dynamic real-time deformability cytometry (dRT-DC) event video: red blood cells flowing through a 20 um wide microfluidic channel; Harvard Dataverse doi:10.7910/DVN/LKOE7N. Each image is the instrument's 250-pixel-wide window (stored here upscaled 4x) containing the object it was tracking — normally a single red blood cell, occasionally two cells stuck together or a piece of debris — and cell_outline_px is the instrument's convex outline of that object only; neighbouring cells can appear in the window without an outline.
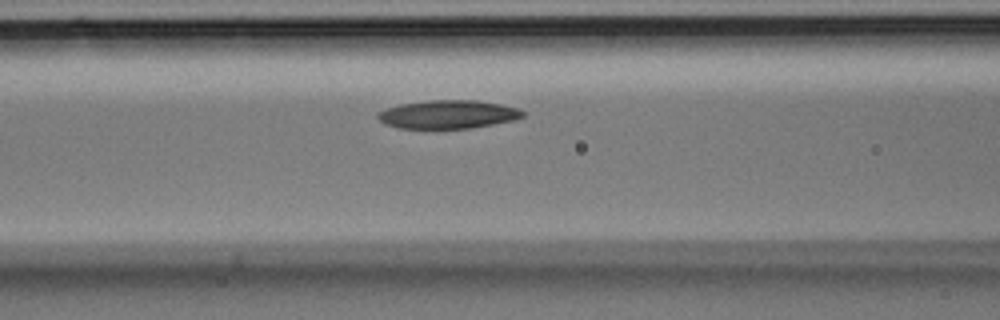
{"species": "Egyptian fruit bat (a non-hibernating species)", "species_latin": "Rousettus aegyptiacus", "temperature_condition": "room temperature", "stored_images_in_passage": 4, "segment_of_instrument_passage": [1, 2], "camera_frame_rate_fps": 3000, "um_per_image_px": 0.085, "animal": {"sex": "male"}, "frame": {"image": 1, "passage_image": 3, "time_ms": 0.667, "image_size_px": [1000, 320], "cell_outline_px": [[524, 116], [512, 120], [472, 128], [400, 128], [384, 124], [376, 116], [384, 108], [400, 104], [428, 100], [476, 100], [500, 104], [520, 108], [524, 112]], "centroid_in_image_um": [38.07, 9.71], "position_along_channel_um": 128.5, "area_um2": 23.93}}